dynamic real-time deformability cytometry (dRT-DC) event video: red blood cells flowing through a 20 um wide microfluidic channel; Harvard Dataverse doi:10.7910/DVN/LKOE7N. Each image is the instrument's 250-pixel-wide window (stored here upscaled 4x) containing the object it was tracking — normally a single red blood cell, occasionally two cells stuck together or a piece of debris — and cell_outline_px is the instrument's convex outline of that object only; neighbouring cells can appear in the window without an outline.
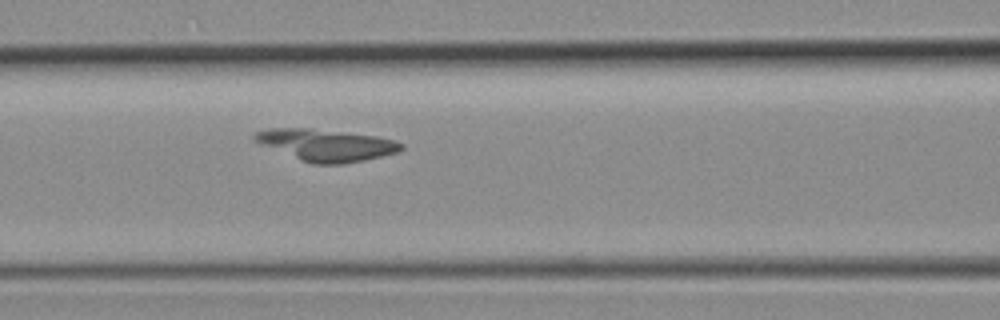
{"species": "common noctule bat (a hibernating species)", "species_latin": "Nyctalus noctula", "temperature_condition": "room temperature", "stored_images_in_passage": 28, "camera_frame_rate_fps": 3000, "um_per_image_px": 0.085, "animal": {"sex": "female", "body_mass_g": 19.3, "forearm_length_mm": 54.1}, "frame": {"image": 1, "passage_image": 7, "time_ms": 2.0, "image_size_px": [1000, 320], "cell_outline_px": [[404, 148], [400, 152], [364, 160], [344, 164], [312, 164], [260, 144], [252, 140], [252, 136], [256, 132], [268, 128], [312, 128], [376, 136], [392, 140], [404, 144]], "centroid_in_image_um": [27.72, 12.33], "position_along_channel_um": 138.9, "area_um2": 27.17}}
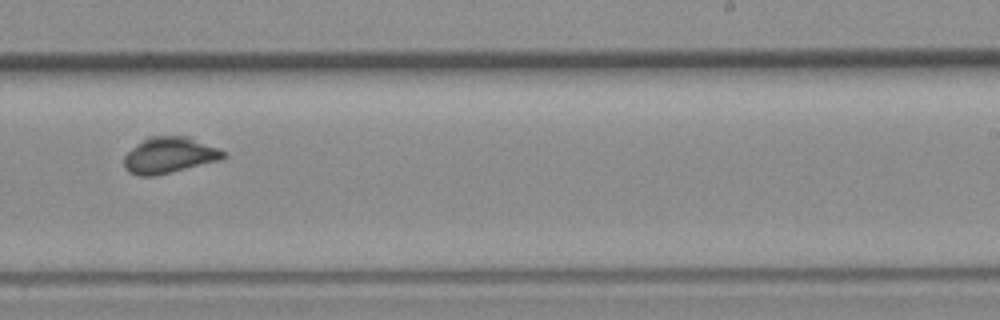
{"frame": {"image": 2, "passage_image": 15, "time_ms": 4.667, "image_size_px": [1000, 320], "cell_outline_px": [[228, 156], [220, 160], [152, 176], [136, 176], [128, 172], [124, 168], [124, 156], [132, 148], [148, 136], [188, 136], [228, 152]], "centroid_in_image_um": [14.4, 13.19], "position_along_channel_um": 274.6, "area_um2": 20.87}}
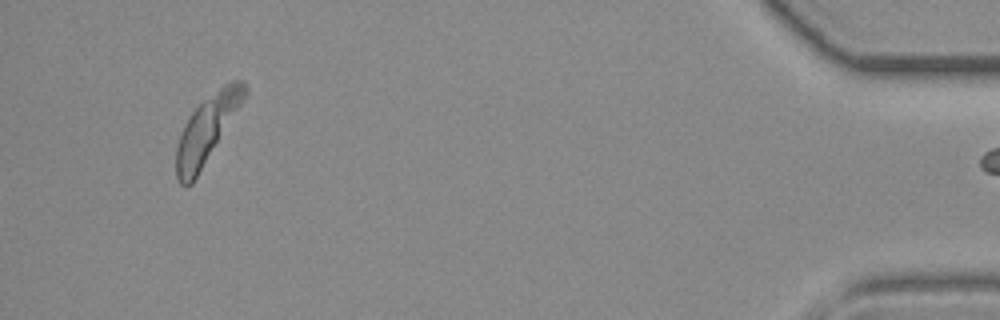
{"frame": {"image": 3, "passage_image": 28, "time_ms": 9.0, "image_size_px": [1000, 320], "cell_outline_px": [[248, 92], [244, 100], [192, 184], [184, 188], [176, 180], [176, 148], [184, 124], [192, 112], [204, 100], [224, 84], [232, 80], [244, 80], [248, 88]], "centroid_in_image_um": [17.58, 11.0], "position_along_channel_um": 417.6, "area_um2": 26.24}}